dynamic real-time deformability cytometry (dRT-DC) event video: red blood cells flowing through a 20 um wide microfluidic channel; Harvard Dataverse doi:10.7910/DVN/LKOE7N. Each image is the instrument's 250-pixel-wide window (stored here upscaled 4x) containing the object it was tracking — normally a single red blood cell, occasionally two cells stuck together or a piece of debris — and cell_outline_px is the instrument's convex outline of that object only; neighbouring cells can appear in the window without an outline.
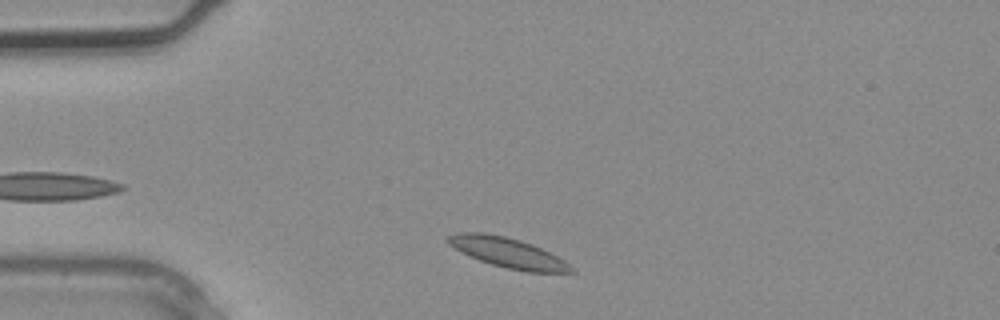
{"species": "common noctule bat (a hibernating species)", "species_latin": "Nyctalus noctula", "temperature_condition": "warm", "stored_images_in_passage": 2, "camera_frame_rate_fps": 3000, "um_per_image_px": 0.085, "animal": {"sex": "male", "body_mass_g": 20.4}, "frame": {"image": 1, "passage_image": 1, "time_ms": 0.0, "image_size_px": [1000, 320], "cell_outline_px": [[576, 272], [528, 272], [508, 268], [492, 264], [480, 260], [460, 252], [448, 244], [444, 240], [444, 236], [460, 232], [484, 232], [504, 236], [520, 240], [532, 244], [564, 260]], "centroid_in_image_um": [43.08, 21.45], "position_along_channel_um": 41.9, "area_um2": 21.39}}
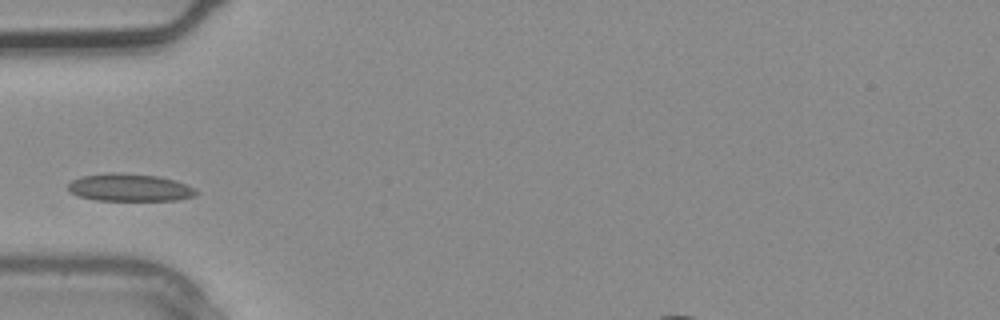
{"frame": {"image": 2, "passage_image": 2, "time_ms": 0.333, "image_size_px": [1000, 320], "cell_outline_px": [[200, 192], [196, 196], [176, 200], [96, 200], [80, 196], [68, 192], [68, 184], [72, 180], [80, 176], [108, 172], [112, 172], [160, 176], [176, 180], [196, 188]], "centroid_in_image_um": [11.05, 15.93], "position_along_channel_um": 74.0, "area_um2": 20.81}}